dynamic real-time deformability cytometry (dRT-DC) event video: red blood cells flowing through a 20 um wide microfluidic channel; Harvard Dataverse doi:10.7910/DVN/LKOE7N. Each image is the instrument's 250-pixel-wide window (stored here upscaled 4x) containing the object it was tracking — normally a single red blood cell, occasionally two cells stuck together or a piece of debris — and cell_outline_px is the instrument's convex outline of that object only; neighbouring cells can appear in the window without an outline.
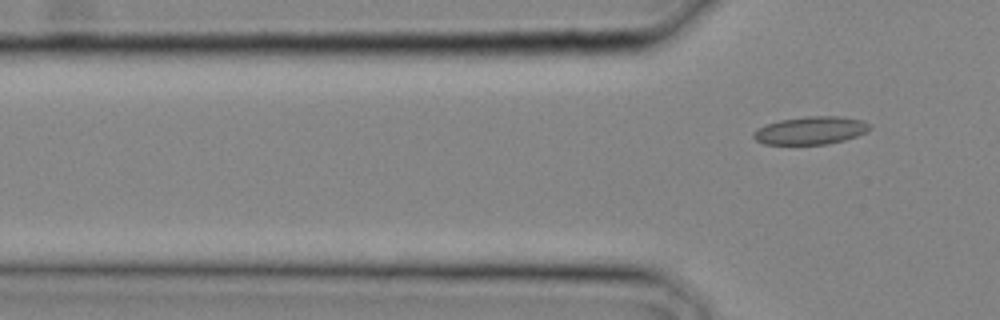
{"species": "common noctule bat (a hibernating species)", "species_latin": "Nyctalus noctula", "temperature_condition": "cold", "stored_images_in_passage": 3, "camera_frame_rate_fps": 3000, "um_per_image_px": 0.085, "animal": {"sex": "male", "body_mass_g": 20.4}, "frame": {"image": 1, "passage_image": 3, "time_ms": 0.667, "image_size_px": [1000, 320], "cell_outline_px": [[872, 128], [868, 132], [844, 140], [828, 144], [764, 144], [756, 140], [752, 136], [752, 132], [756, 128], [780, 120], [808, 116], [840, 116], [864, 120], [872, 124]], "centroid_in_image_um": [68.95, 11.08], "position_along_channel_um": 56.8, "area_um2": 19.07}}